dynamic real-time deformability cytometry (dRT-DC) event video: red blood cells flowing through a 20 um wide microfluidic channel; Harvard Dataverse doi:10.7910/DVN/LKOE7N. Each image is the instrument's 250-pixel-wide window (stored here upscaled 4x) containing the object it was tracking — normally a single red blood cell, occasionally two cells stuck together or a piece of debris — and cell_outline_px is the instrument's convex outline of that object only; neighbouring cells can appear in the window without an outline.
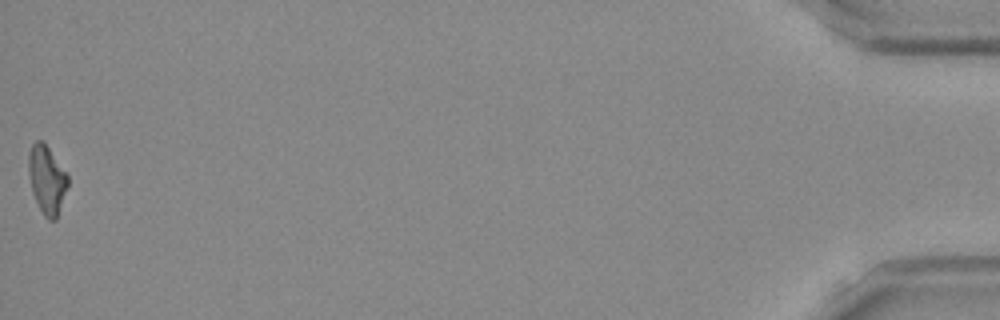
{"species": "Egyptian fruit bat (a non-hibernating species)", "species_latin": "Rousettus aegyptiacus", "temperature_condition": "room temperature", "stored_images_in_passage": 38, "camera_frame_rate_fps": 3000, "um_per_image_px": 0.085, "frame": {"image": 1, "passage_image": 38, "time_ms": 12.333, "image_size_px": [1000, 320], "cell_outline_px": [[68, 184], [56, 220], [48, 220], [44, 216], [32, 192], [28, 168], [28, 156], [32, 144], [36, 140], [44, 140], [68, 176]], "centroid_in_image_um": [3.98, 15.24], "position_along_channel_um": 431.2, "area_um2": 15.49}, "authors_computed_cell_mechanics": {"area_um2": 15.7794, "velocity_mm_per_s": 3.886, "shape_relaxation_time_tau1_ms": 7.3697, "shape_relaxation_time_tau2_ms": 6.2251, "deformation_change_tau1": 0.209, "deformation_change_tau2": 0.178}}